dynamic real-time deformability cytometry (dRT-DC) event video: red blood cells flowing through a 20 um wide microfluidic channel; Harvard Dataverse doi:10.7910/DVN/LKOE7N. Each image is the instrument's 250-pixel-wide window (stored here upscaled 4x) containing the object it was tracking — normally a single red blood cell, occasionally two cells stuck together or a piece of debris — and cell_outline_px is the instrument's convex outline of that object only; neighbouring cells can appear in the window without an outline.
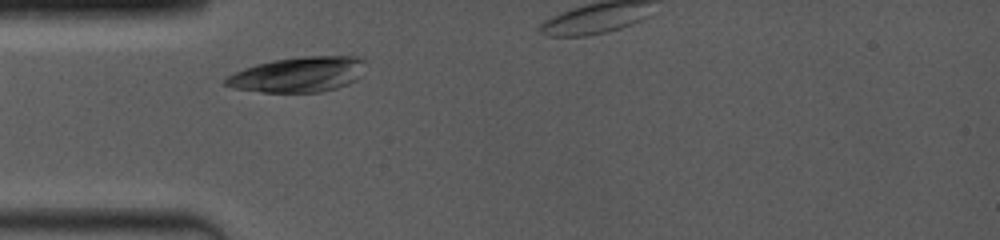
{"species": "common noctule bat (a hibernating species)", "species_latin": "Nyctalus noctula", "temperature_condition": "room temperature", "stored_images_in_passage": 4, "camera_frame_rate_fps": 4000, "um_per_image_px": 0.085, "animal": {"sex": "female", "body_mass_g": 19.0, "forearm_length_mm": 53.3}, "frame": {"image": 1, "passage_image": 2, "time_ms": 1.0, "image_size_px": [1000, 240], "cell_outline_px": [[368, 60], [360, 76], [356, 80], [348, 84], [336, 88], [320, 92], [264, 92], [232, 88], [224, 84], [224, 80], [228, 76], [244, 68], [256, 64], [272, 60], [304, 56], [360, 56]], "centroid_in_image_um": [25.4, 6.32], "position_along_channel_um": 59.6, "area_um2": 28.9}}